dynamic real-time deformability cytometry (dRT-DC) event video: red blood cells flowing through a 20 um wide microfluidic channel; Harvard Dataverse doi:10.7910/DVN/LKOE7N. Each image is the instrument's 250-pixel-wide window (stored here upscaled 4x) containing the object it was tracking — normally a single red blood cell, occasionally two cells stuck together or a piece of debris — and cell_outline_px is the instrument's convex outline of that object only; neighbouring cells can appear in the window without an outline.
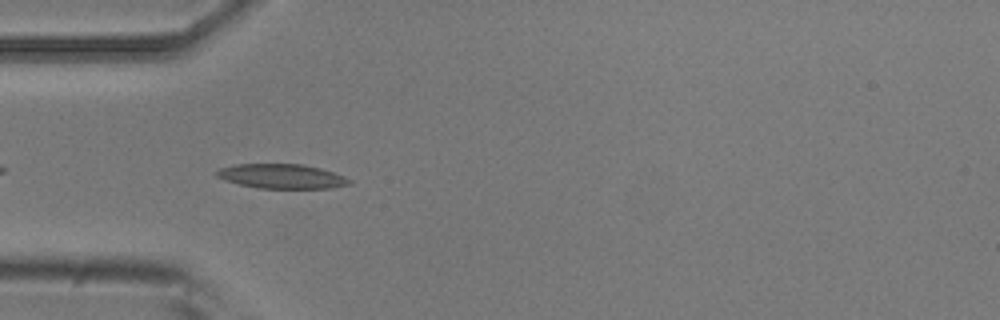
{"species": "common noctule bat (a hibernating species)", "species_latin": "Nyctalus noctula", "temperature_condition": "room temperature", "stored_images_in_passage": 6, "camera_frame_rate_fps": 3000, "um_per_image_px": 0.085, "animal": {"sex": "male", "body_mass_g": 20.5, "forearm_length_mm": 52.5}, "frame": {"image": 1, "passage_image": 4, "time_ms": 3.333, "image_size_px": [1000, 320], "cell_outline_px": [[352, 184], [332, 188], [260, 188], [240, 184], [216, 176], [216, 172], [220, 168], [236, 164], [304, 164], [320, 168], [344, 176], [352, 180]], "centroid_in_image_um": [24.01, 14.98], "position_along_channel_um": 61.0, "area_um2": 18.79}}
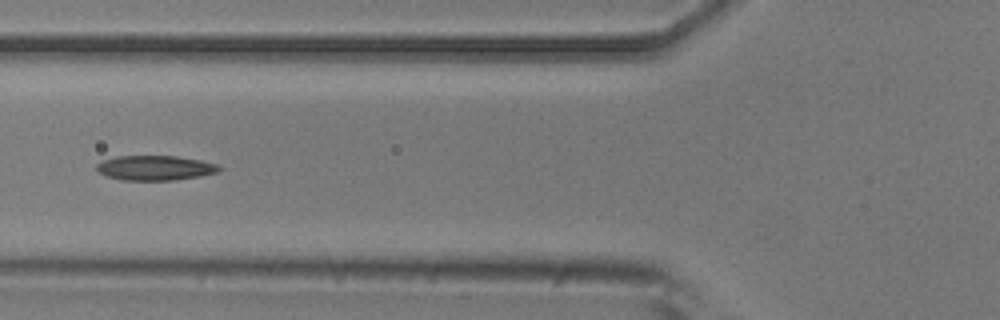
{"frame": {"image": 2, "passage_image": 5, "time_ms": 4.667, "image_size_px": [1000, 320], "cell_outline_px": [[224, 168], [220, 172], [200, 176], [176, 180], [120, 180], [104, 176], [96, 172], [96, 164], [100, 160], [116, 156], [176, 156], [200, 160], [216, 164]], "centroid_in_image_um": [13.14, 14.27], "position_along_channel_um": 112.7, "area_um2": 18.09}}
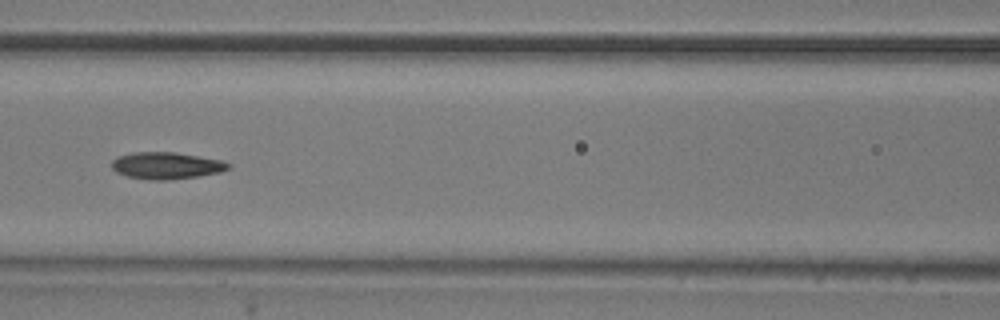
{"frame": {"image": 3, "passage_image": 6, "time_ms": 5.667, "image_size_px": [1000, 320], "cell_outline_px": [[232, 168], [220, 172], [196, 176], [168, 180], [152, 180], [128, 176], [116, 172], [112, 168], [112, 160], [116, 156], [132, 152], [176, 152], [220, 160], [232, 164]], "centroid_in_image_um": [14.14, 14.06], "position_along_channel_um": 152.5, "area_um2": 18.26}}